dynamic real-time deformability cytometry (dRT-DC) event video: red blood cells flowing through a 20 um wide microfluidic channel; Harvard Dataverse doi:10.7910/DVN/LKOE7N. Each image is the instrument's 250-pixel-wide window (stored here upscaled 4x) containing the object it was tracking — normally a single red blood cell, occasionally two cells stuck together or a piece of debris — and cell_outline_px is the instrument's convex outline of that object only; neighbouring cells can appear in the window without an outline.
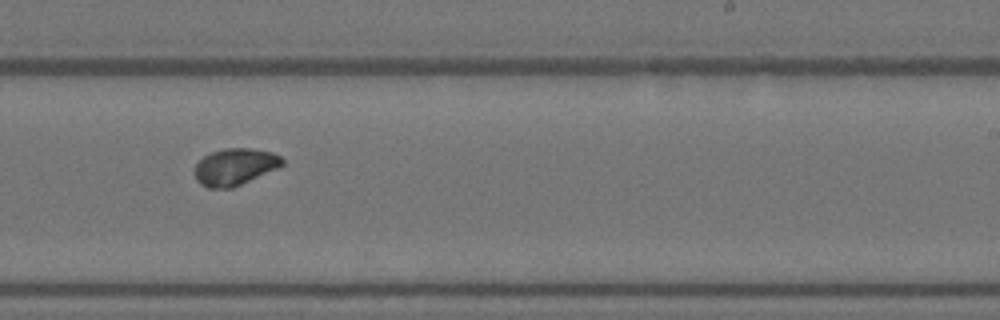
{"species": "Egyptian fruit bat (a non-hibernating species)", "species_latin": "Rousettus aegyptiacus", "temperature_condition": "warm", "stored_images_in_passage": 11, "camera_frame_rate_fps": 3000, "um_per_image_px": 0.085, "animal": {"sex": "female"}, "frame": {"image": 1, "passage_image": 10, "time_ms": 3.0, "image_size_px": [1000, 320], "cell_outline_px": [[284, 164], [276, 168], [232, 188], [208, 188], [200, 184], [196, 180], [196, 164], [204, 156], [212, 152], [224, 148], [252, 148], [272, 152], [280, 156], [284, 160]], "centroid_in_image_um": [19.96, 14.17], "position_along_channel_um": 269.0, "area_um2": 18.55}}
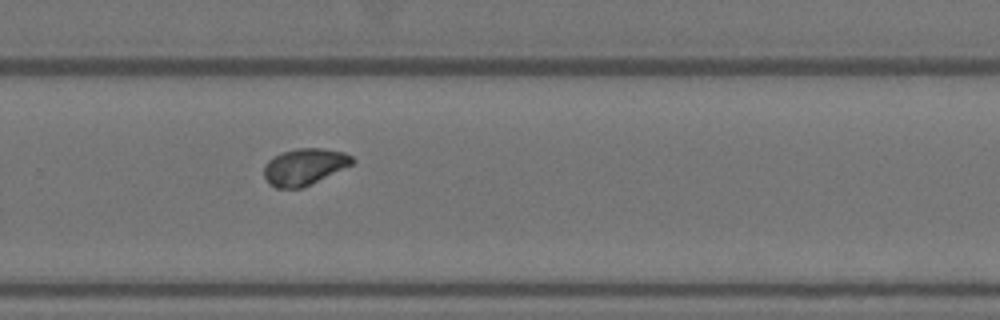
{"frame": {"image": 2, "passage_image": 11, "time_ms": 3.333, "image_size_px": [1000, 320], "cell_outline_px": [[356, 160], [352, 164], [304, 188], [276, 188], [268, 184], [264, 176], [264, 164], [272, 156], [280, 152], [296, 148], [324, 148], [344, 152], [352, 156]], "centroid_in_image_um": [25.85, 14.17], "position_along_channel_um": 304.0, "area_um2": 19.13}}